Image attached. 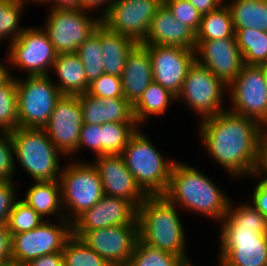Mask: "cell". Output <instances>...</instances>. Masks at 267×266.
Wrapping results in <instances>:
<instances>
[{
  "label": "cell",
  "mask_w": 267,
  "mask_h": 266,
  "mask_svg": "<svg viewBox=\"0 0 267 266\" xmlns=\"http://www.w3.org/2000/svg\"><path fill=\"white\" fill-rule=\"evenodd\" d=\"M227 89V85L195 60L188 69L176 100L183 99L191 110L201 116L202 121L227 109V105L223 104Z\"/></svg>",
  "instance_id": "10"
},
{
  "label": "cell",
  "mask_w": 267,
  "mask_h": 266,
  "mask_svg": "<svg viewBox=\"0 0 267 266\" xmlns=\"http://www.w3.org/2000/svg\"><path fill=\"white\" fill-rule=\"evenodd\" d=\"M32 207L42 218L44 216L56 215L57 219H65L62 204L61 185L59 180L55 181H34L21 199Z\"/></svg>",
  "instance_id": "26"
},
{
  "label": "cell",
  "mask_w": 267,
  "mask_h": 266,
  "mask_svg": "<svg viewBox=\"0 0 267 266\" xmlns=\"http://www.w3.org/2000/svg\"><path fill=\"white\" fill-rule=\"evenodd\" d=\"M236 43L246 65L267 64V31L234 29Z\"/></svg>",
  "instance_id": "30"
},
{
  "label": "cell",
  "mask_w": 267,
  "mask_h": 266,
  "mask_svg": "<svg viewBox=\"0 0 267 266\" xmlns=\"http://www.w3.org/2000/svg\"><path fill=\"white\" fill-rule=\"evenodd\" d=\"M140 130L139 127L130 137L121 155L136 183L148 196L164 195L176 160L164 158Z\"/></svg>",
  "instance_id": "5"
},
{
  "label": "cell",
  "mask_w": 267,
  "mask_h": 266,
  "mask_svg": "<svg viewBox=\"0 0 267 266\" xmlns=\"http://www.w3.org/2000/svg\"><path fill=\"white\" fill-rule=\"evenodd\" d=\"M37 28H24L7 48L6 56L11 64L9 67L25 70L27 76L50 75L49 71L57 58V52L47 33L43 28Z\"/></svg>",
  "instance_id": "12"
},
{
  "label": "cell",
  "mask_w": 267,
  "mask_h": 266,
  "mask_svg": "<svg viewBox=\"0 0 267 266\" xmlns=\"http://www.w3.org/2000/svg\"><path fill=\"white\" fill-rule=\"evenodd\" d=\"M0 266H17V265L12 261H8L0 263Z\"/></svg>",
  "instance_id": "53"
},
{
  "label": "cell",
  "mask_w": 267,
  "mask_h": 266,
  "mask_svg": "<svg viewBox=\"0 0 267 266\" xmlns=\"http://www.w3.org/2000/svg\"><path fill=\"white\" fill-rule=\"evenodd\" d=\"M121 81L124 97L132 105L153 81L150 55L141 43L128 54Z\"/></svg>",
  "instance_id": "23"
},
{
  "label": "cell",
  "mask_w": 267,
  "mask_h": 266,
  "mask_svg": "<svg viewBox=\"0 0 267 266\" xmlns=\"http://www.w3.org/2000/svg\"><path fill=\"white\" fill-rule=\"evenodd\" d=\"M176 101V96L152 81L140 98L132 105L133 117L140 126L149 119V116L161 115L166 113L169 103Z\"/></svg>",
  "instance_id": "27"
},
{
  "label": "cell",
  "mask_w": 267,
  "mask_h": 266,
  "mask_svg": "<svg viewBox=\"0 0 267 266\" xmlns=\"http://www.w3.org/2000/svg\"><path fill=\"white\" fill-rule=\"evenodd\" d=\"M137 44L131 37L114 32L101 23L104 73L121 77L127 56Z\"/></svg>",
  "instance_id": "25"
},
{
  "label": "cell",
  "mask_w": 267,
  "mask_h": 266,
  "mask_svg": "<svg viewBox=\"0 0 267 266\" xmlns=\"http://www.w3.org/2000/svg\"><path fill=\"white\" fill-rule=\"evenodd\" d=\"M149 52L153 81L176 97L180 92L189 67L196 60L195 50L181 46L143 45Z\"/></svg>",
  "instance_id": "15"
},
{
  "label": "cell",
  "mask_w": 267,
  "mask_h": 266,
  "mask_svg": "<svg viewBox=\"0 0 267 266\" xmlns=\"http://www.w3.org/2000/svg\"><path fill=\"white\" fill-rule=\"evenodd\" d=\"M87 93L96 98L124 97L121 77L103 73L90 83Z\"/></svg>",
  "instance_id": "39"
},
{
  "label": "cell",
  "mask_w": 267,
  "mask_h": 266,
  "mask_svg": "<svg viewBox=\"0 0 267 266\" xmlns=\"http://www.w3.org/2000/svg\"><path fill=\"white\" fill-rule=\"evenodd\" d=\"M24 7L16 0H0V41L9 37L10 44L23 32L19 22Z\"/></svg>",
  "instance_id": "36"
},
{
  "label": "cell",
  "mask_w": 267,
  "mask_h": 266,
  "mask_svg": "<svg viewBox=\"0 0 267 266\" xmlns=\"http://www.w3.org/2000/svg\"><path fill=\"white\" fill-rule=\"evenodd\" d=\"M201 15L216 10L224 0H188Z\"/></svg>",
  "instance_id": "48"
},
{
  "label": "cell",
  "mask_w": 267,
  "mask_h": 266,
  "mask_svg": "<svg viewBox=\"0 0 267 266\" xmlns=\"http://www.w3.org/2000/svg\"><path fill=\"white\" fill-rule=\"evenodd\" d=\"M95 159L92 164L99 173L104 194L130 201L136 208L148 197L136 183L121 154H104Z\"/></svg>",
  "instance_id": "19"
},
{
  "label": "cell",
  "mask_w": 267,
  "mask_h": 266,
  "mask_svg": "<svg viewBox=\"0 0 267 266\" xmlns=\"http://www.w3.org/2000/svg\"><path fill=\"white\" fill-rule=\"evenodd\" d=\"M49 221L45 220L33 230L12 236V262L23 266L40 256L62 252L67 240L72 236V223L67 219H58L57 222L51 221L52 223Z\"/></svg>",
  "instance_id": "11"
},
{
  "label": "cell",
  "mask_w": 267,
  "mask_h": 266,
  "mask_svg": "<svg viewBox=\"0 0 267 266\" xmlns=\"http://www.w3.org/2000/svg\"><path fill=\"white\" fill-rule=\"evenodd\" d=\"M15 181H0V225H7L9 215L17 202Z\"/></svg>",
  "instance_id": "42"
},
{
  "label": "cell",
  "mask_w": 267,
  "mask_h": 266,
  "mask_svg": "<svg viewBox=\"0 0 267 266\" xmlns=\"http://www.w3.org/2000/svg\"><path fill=\"white\" fill-rule=\"evenodd\" d=\"M142 45L181 46L196 49V33L187 25L176 20L162 3L152 18L149 32Z\"/></svg>",
  "instance_id": "21"
},
{
  "label": "cell",
  "mask_w": 267,
  "mask_h": 266,
  "mask_svg": "<svg viewBox=\"0 0 267 266\" xmlns=\"http://www.w3.org/2000/svg\"><path fill=\"white\" fill-rule=\"evenodd\" d=\"M49 11L45 27L42 28L57 54L76 53L102 23L101 16L91 18L88 15L90 11L81 8H50Z\"/></svg>",
  "instance_id": "9"
},
{
  "label": "cell",
  "mask_w": 267,
  "mask_h": 266,
  "mask_svg": "<svg viewBox=\"0 0 267 266\" xmlns=\"http://www.w3.org/2000/svg\"><path fill=\"white\" fill-rule=\"evenodd\" d=\"M189 164L175 161L164 196L174 205L205 217L221 220L227 214L230 198L206 174Z\"/></svg>",
  "instance_id": "3"
},
{
  "label": "cell",
  "mask_w": 267,
  "mask_h": 266,
  "mask_svg": "<svg viewBox=\"0 0 267 266\" xmlns=\"http://www.w3.org/2000/svg\"><path fill=\"white\" fill-rule=\"evenodd\" d=\"M18 1L19 3L23 4L25 6V4L29 3V2H32V3H38V4H41L42 3L45 5L47 4V0H16Z\"/></svg>",
  "instance_id": "51"
},
{
  "label": "cell",
  "mask_w": 267,
  "mask_h": 266,
  "mask_svg": "<svg viewBox=\"0 0 267 266\" xmlns=\"http://www.w3.org/2000/svg\"><path fill=\"white\" fill-rule=\"evenodd\" d=\"M127 224H138L137 208L130 201L104 194L72 222V235L81 238L89 230Z\"/></svg>",
  "instance_id": "18"
},
{
  "label": "cell",
  "mask_w": 267,
  "mask_h": 266,
  "mask_svg": "<svg viewBox=\"0 0 267 266\" xmlns=\"http://www.w3.org/2000/svg\"><path fill=\"white\" fill-rule=\"evenodd\" d=\"M11 234L7 225H0V263L11 261Z\"/></svg>",
  "instance_id": "45"
},
{
  "label": "cell",
  "mask_w": 267,
  "mask_h": 266,
  "mask_svg": "<svg viewBox=\"0 0 267 266\" xmlns=\"http://www.w3.org/2000/svg\"><path fill=\"white\" fill-rule=\"evenodd\" d=\"M77 161L62 168L59 178L65 219L71 223L104 196L97 169L92 163Z\"/></svg>",
  "instance_id": "7"
},
{
  "label": "cell",
  "mask_w": 267,
  "mask_h": 266,
  "mask_svg": "<svg viewBox=\"0 0 267 266\" xmlns=\"http://www.w3.org/2000/svg\"><path fill=\"white\" fill-rule=\"evenodd\" d=\"M137 123L109 122L101 125V155L121 154L130 137L137 131Z\"/></svg>",
  "instance_id": "33"
},
{
  "label": "cell",
  "mask_w": 267,
  "mask_h": 266,
  "mask_svg": "<svg viewBox=\"0 0 267 266\" xmlns=\"http://www.w3.org/2000/svg\"><path fill=\"white\" fill-rule=\"evenodd\" d=\"M16 78L0 87V132H12L18 127V96Z\"/></svg>",
  "instance_id": "35"
},
{
  "label": "cell",
  "mask_w": 267,
  "mask_h": 266,
  "mask_svg": "<svg viewBox=\"0 0 267 266\" xmlns=\"http://www.w3.org/2000/svg\"><path fill=\"white\" fill-rule=\"evenodd\" d=\"M195 57L199 64L207 67L227 86L237 77L244 65L235 36L196 41Z\"/></svg>",
  "instance_id": "20"
},
{
  "label": "cell",
  "mask_w": 267,
  "mask_h": 266,
  "mask_svg": "<svg viewBox=\"0 0 267 266\" xmlns=\"http://www.w3.org/2000/svg\"><path fill=\"white\" fill-rule=\"evenodd\" d=\"M83 125L81 104L78 96L62 95L56 102L48 124L47 136L65 156L75 154Z\"/></svg>",
  "instance_id": "16"
},
{
  "label": "cell",
  "mask_w": 267,
  "mask_h": 266,
  "mask_svg": "<svg viewBox=\"0 0 267 266\" xmlns=\"http://www.w3.org/2000/svg\"><path fill=\"white\" fill-rule=\"evenodd\" d=\"M14 145L9 132H0V181L14 179Z\"/></svg>",
  "instance_id": "40"
},
{
  "label": "cell",
  "mask_w": 267,
  "mask_h": 266,
  "mask_svg": "<svg viewBox=\"0 0 267 266\" xmlns=\"http://www.w3.org/2000/svg\"><path fill=\"white\" fill-rule=\"evenodd\" d=\"M262 125L228 109L202 120L199 135L208 155L236 179L252 175L259 157Z\"/></svg>",
  "instance_id": "1"
},
{
  "label": "cell",
  "mask_w": 267,
  "mask_h": 266,
  "mask_svg": "<svg viewBox=\"0 0 267 266\" xmlns=\"http://www.w3.org/2000/svg\"><path fill=\"white\" fill-rule=\"evenodd\" d=\"M261 66H262V74H263L264 80L267 83V64H263Z\"/></svg>",
  "instance_id": "52"
},
{
  "label": "cell",
  "mask_w": 267,
  "mask_h": 266,
  "mask_svg": "<svg viewBox=\"0 0 267 266\" xmlns=\"http://www.w3.org/2000/svg\"><path fill=\"white\" fill-rule=\"evenodd\" d=\"M176 20L189 26L195 33L198 31L202 15L188 0H163Z\"/></svg>",
  "instance_id": "38"
},
{
  "label": "cell",
  "mask_w": 267,
  "mask_h": 266,
  "mask_svg": "<svg viewBox=\"0 0 267 266\" xmlns=\"http://www.w3.org/2000/svg\"><path fill=\"white\" fill-rule=\"evenodd\" d=\"M44 221L32 207L18 200L9 215L7 227L12 237L15 234L33 230Z\"/></svg>",
  "instance_id": "37"
},
{
  "label": "cell",
  "mask_w": 267,
  "mask_h": 266,
  "mask_svg": "<svg viewBox=\"0 0 267 266\" xmlns=\"http://www.w3.org/2000/svg\"><path fill=\"white\" fill-rule=\"evenodd\" d=\"M23 266H64L63 253L56 252L49 255H43L28 261Z\"/></svg>",
  "instance_id": "46"
},
{
  "label": "cell",
  "mask_w": 267,
  "mask_h": 266,
  "mask_svg": "<svg viewBox=\"0 0 267 266\" xmlns=\"http://www.w3.org/2000/svg\"><path fill=\"white\" fill-rule=\"evenodd\" d=\"M114 0H79V8L87 11H91L94 9L100 8V6L104 9H101V18L109 11L111 3ZM103 5V6H102Z\"/></svg>",
  "instance_id": "47"
},
{
  "label": "cell",
  "mask_w": 267,
  "mask_h": 266,
  "mask_svg": "<svg viewBox=\"0 0 267 266\" xmlns=\"http://www.w3.org/2000/svg\"><path fill=\"white\" fill-rule=\"evenodd\" d=\"M9 65L0 63V87L5 85L14 75L10 68H7ZM11 71V72H10Z\"/></svg>",
  "instance_id": "50"
},
{
  "label": "cell",
  "mask_w": 267,
  "mask_h": 266,
  "mask_svg": "<svg viewBox=\"0 0 267 266\" xmlns=\"http://www.w3.org/2000/svg\"><path fill=\"white\" fill-rule=\"evenodd\" d=\"M84 66L87 82L90 84L104 73L101 48V24L76 51Z\"/></svg>",
  "instance_id": "31"
},
{
  "label": "cell",
  "mask_w": 267,
  "mask_h": 266,
  "mask_svg": "<svg viewBox=\"0 0 267 266\" xmlns=\"http://www.w3.org/2000/svg\"><path fill=\"white\" fill-rule=\"evenodd\" d=\"M162 3L163 0H114L102 17V23L110 30L142 43Z\"/></svg>",
  "instance_id": "14"
},
{
  "label": "cell",
  "mask_w": 267,
  "mask_h": 266,
  "mask_svg": "<svg viewBox=\"0 0 267 266\" xmlns=\"http://www.w3.org/2000/svg\"><path fill=\"white\" fill-rule=\"evenodd\" d=\"M81 239L112 266H127L138 236V224L87 231Z\"/></svg>",
  "instance_id": "17"
},
{
  "label": "cell",
  "mask_w": 267,
  "mask_h": 266,
  "mask_svg": "<svg viewBox=\"0 0 267 266\" xmlns=\"http://www.w3.org/2000/svg\"><path fill=\"white\" fill-rule=\"evenodd\" d=\"M14 145L15 161L34 181L59 180L64 156L47 136L44 128L17 127L10 132ZM61 155V156H59Z\"/></svg>",
  "instance_id": "6"
},
{
  "label": "cell",
  "mask_w": 267,
  "mask_h": 266,
  "mask_svg": "<svg viewBox=\"0 0 267 266\" xmlns=\"http://www.w3.org/2000/svg\"><path fill=\"white\" fill-rule=\"evenodd\" d=\"M228 91L233 104L227 108L229 111L267 125V83L262 66L244 64Z\"/></svg>",
  "instance_id": "13"
},
{
  "label": "cell",
  "mask_w": 267,
  "mask_h": 266,
  "mask_svg": "<svg viewBox=\"0 0 267 266\" xmlns=\"http://www.w3.org/2000/svg\"><path fill=\"white\" fill-rule=\"evenodd\" d=\"M263 175V177H261ZM253 177H260L261 181L255 185L252 195V204L262 215L267 217V175L253 174ZM265 176V177H264Z\"/></svg>",
  "instance_id": "43"
},
{
  "label": "cell",
  "mask_w": 267,
  "mask_h": 266,
  "mask_svg": "<svg viewBox=\"0 0 267 266\" xmlns=\"http://www.w3.org/2000/svg\"><path fill=\"white\" fill-rule=\"evenodd\" d=\"M83 123L102 125L109 122L136 123L132 104L125 97L96 98L88 94L78 95Z\"/></svg>",
  "instance_id": "22"
},
{
  "label": "cell",
  "mask_w": 267,
  "mask_h": 266,
  "mask_svg": "<svg viewBox=\"0 0 267 266\" xmlns=\"http://www.w3.org/2000/svg\"><path fill=\"white\" fill-rule=\"evenodd\" d=\"M230 8L234 29L267 31V0H224Z\"/></svg>",
  "instance_id": "28"
},
{
  "label": "cell",
  "mask_w": 267,
  "mask_h": 266,
  "mask_svg": "<svg viewBox=\"0 0 267 266\" xmlns=\"http://www.w3.org/2000/svg\"><path fill=\"white\" fill-rule=\"evenodd\" d=\"M91 149L96 157L101 156V125L83 123L76 154L82 149Z\"/></svg>",
  "instance_id": "41"
},
{
  "label": "cell",
  "mask_w": 267,
  "mask_h": 266,
  "mask_svg": "<svg viewBox=\"0 0 267 266\" xmlns=\"http://www.w3.org/2000/svg\"><path fill=\"white\" fill-rule=\"evenodd\" d=\"M183 258L137 240L127 266H189Z\"/></svg>",
  "instance_id": "32"
},
{
  "label": "cell",
  "mask_w": 267,
  "mask_h": 266,
  "mask_svg": "<svg viewBox=\"0 0 267 266\" xmlns=\"http://www.w3.org/2000/svg\"><path fill=\"white\" fill-rule=\"evenodd\" d=\"M49 8H76L79 9V0H47Z\"/></svg>",
  "instance_id": "49"
},
{
  "label": "cell",
  "mask_w": 267,
  "mask_h": 266,
  "mask_svg": "<svg viewBox=\"0 0 267 266\" xmlns=\"http://www.w3.org/2000/svg\"><path fill=\"white\" fill-rule=\"evenodd\" d=\"M254 174L267 175V125L263 126L259 137V157Z\"/></svg>",
  "instance_id": "44"
},
{
  "label": "cell",
  "mask_w": 267,
  "mask_h": 266,
  "mask_svg": "<svg viewBox=\"0 0 267 266\" xmlns=\"http://www.w3.org/2000/svg\"><path fill=\"white\" fill-rule=\"evenodd\" d=\"M234 34L230 8L223 3L216 10L202 15L196 41L233 38Z\"/></svg>",
  "instance_id": "29"
},
{
  "label": "cell",
  "mask_w": 267,
  "mask_h": 266,
  "mask_svg": "<svg viewBox=\"0 0 267 266\" xmlns=\"http://www.w3.org/2000/svg\"><path fill=\"white\" fill-rule=\"evenodd\" d=\"M64 266H112L81 238L71 236L62 250Z\"/></svg>",
  "instance_id": "34"
},
{
  "label": "cell",
  "mask_w": 267,
  "mask_h": 266,
  "mask_svg": "<svg viewBox=\"0 0 267 266\" xmlns=\"http://www.w3.org/2000/svg\"><path fill=\"white\" fill-rule=\"evenodd\" d=\"M232 204L220 222L219 266H267V217L246 202Z\"/></svg>",
  "instance_id": "2"
},
{
  "label": "cell",
  "mask_w": 267,
  "mask_h": 266,
  "mask_svg": "<svg viewBox=\"0 0 267 266\" xmlns=\"http://www.w3.org/2000/svg\"><path fill=\"white\" fill-rule=\"evenodd\" d=\"M176 208L164 195L148 196L137 208L139 240L191 264L185 247L183 223Z\"/></svg>",
  "instance_id": "4"
},
{
  "label": "cell",
  "mask_w": 267,
  "mask_h": 266,
  "mask_svg": "<svg viewBox=\"0 0 267 266\" xmlns=\"http://www.w3.org/2000/svg\"><path fill=\"white\" fill-rule=\"evenodd\" d=\"M51 71L58 77L55 85L62 95L78 96L88 91L90 84L77 53L57 54Z\"/></svg>",
  "instance_id": "24"
},
{
  "label": "cell",
  "mask_w": 267,
  "mask_h": 266,
  "mask_svg": "<svg viewBox=\"0 0 267 266\" xmlns=\"http://www.w3.org/2000/svg\"><path fill=\"white\" fill-rule=\"evenodd\" d=\"M26 77L16 79L18 127L44 128L62 94L49 75Z\"/></svg>",
  "instance_id": "8"
}]
</instances>
